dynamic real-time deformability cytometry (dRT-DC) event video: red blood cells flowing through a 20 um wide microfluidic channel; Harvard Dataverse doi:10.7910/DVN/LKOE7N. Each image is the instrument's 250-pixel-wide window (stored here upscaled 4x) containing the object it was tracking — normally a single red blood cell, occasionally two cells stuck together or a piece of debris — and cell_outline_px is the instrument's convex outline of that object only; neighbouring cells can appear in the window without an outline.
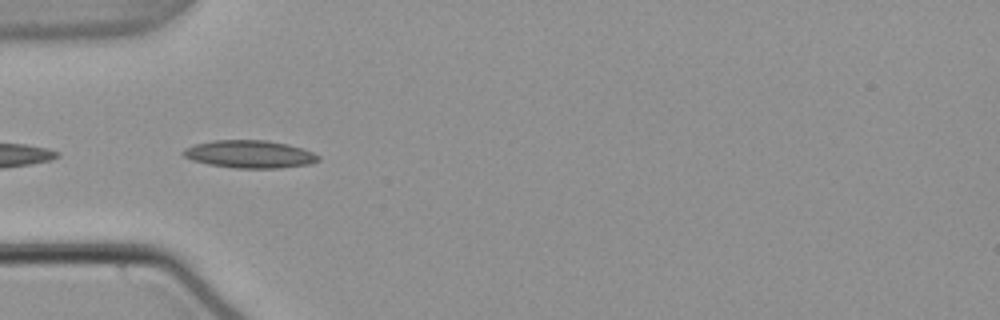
{"species": "common noctule bat (a hibernating species)", "species_latin": "Nyctalus noctula", "temperature_condition": "warm", "stored_images_in_passage": 10, "camera_frame_rate_fps": 3000, "um_per_image_px": 0.085, "animal": {"sex": "male", "body_mass_g": 21.5, "forearm_length_mm": 52.0}, "frame": {"image": 1, "passage_image": 2, "time_ms": 0.333, "image_size_px": [1000, 320], "cell_outline_px": [[320, 160], [308, 164], [280, 168], [236, 168], [208, 164], [192, 160], [184, 156], [180, 152], [184, 148], [196, 144], [212, 140], [264, 140], [288, 144], [304, 148], [320, 156]], "centroid_in_image_um": [21.22, 13.1], "position_along_channel_um": 63.8, "area_um2": 21.85}}